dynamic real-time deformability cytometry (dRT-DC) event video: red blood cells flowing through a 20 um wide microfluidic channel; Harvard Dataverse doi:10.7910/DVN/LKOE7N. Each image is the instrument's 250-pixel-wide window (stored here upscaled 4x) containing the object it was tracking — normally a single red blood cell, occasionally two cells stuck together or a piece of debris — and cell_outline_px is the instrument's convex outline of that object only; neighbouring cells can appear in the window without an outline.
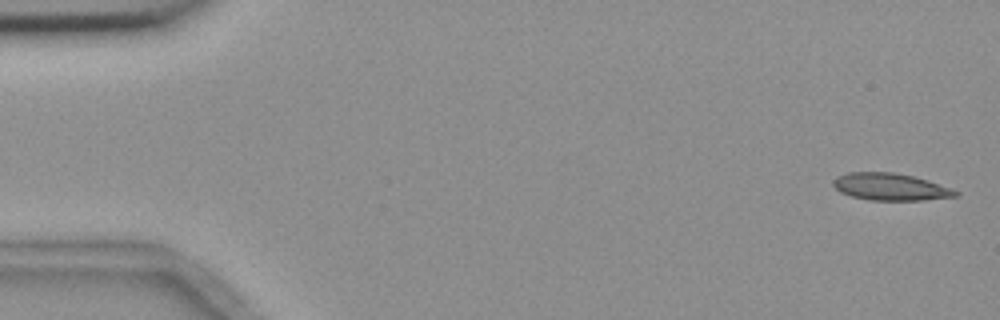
{"species": "common noctule bat (a hibernating species)", "species_latin": "Nyctalus noctula", "temperature_condition": "room temperature", "stored_images_in_passage": 6, "camera_frame_rate_fps": 3000, "um_per_image_px": 0.085, "animal": {"sex": "female", "body_mass_g": 18.4}, "frame": {"image": 1, "passage_image": 1, "time_ms": 0.0, "image_size_px": [1000, 320], "cell_outline_px": [[960, 196], [924, 200], [868, 200], [852, 196], [840, 192], [832, 184], [832, 180], [836, 176], [848, 172], [896, 172], [928, 180], [952, 188], [960, 192]], "centroid_in_image_um": [75.7, 15.88], "position_along_channel_um": 9.3, "area_um2": 19.54}}
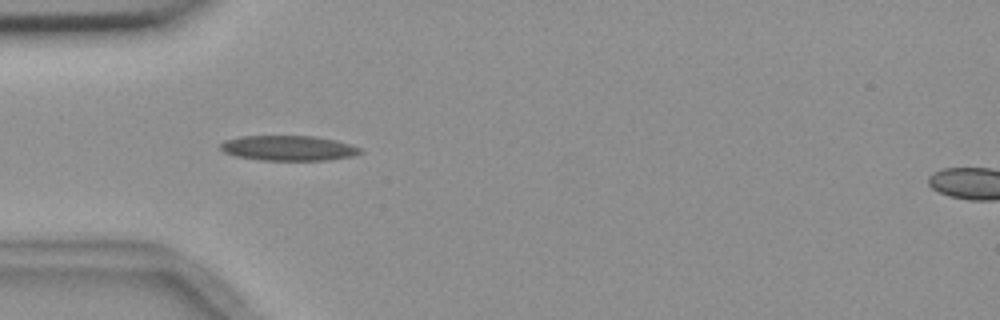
{"frame": {"image": 2, "passage_image": 5, "time_ms": 5.0, "image_size_px": [1000, 320], "cell_outline_px": [[364, 152], [356, 156], [324, 160], [260, 160], [236, 156], [224, 152], [220, 148], [220, 144], [224, 140], [240, 136], [312, 136], [336, 140], [360, 148]], "centroid_in_image_um": [24.51, 12.59], "position_along_channel_um": 60.5, "area_um2": 20.46}}